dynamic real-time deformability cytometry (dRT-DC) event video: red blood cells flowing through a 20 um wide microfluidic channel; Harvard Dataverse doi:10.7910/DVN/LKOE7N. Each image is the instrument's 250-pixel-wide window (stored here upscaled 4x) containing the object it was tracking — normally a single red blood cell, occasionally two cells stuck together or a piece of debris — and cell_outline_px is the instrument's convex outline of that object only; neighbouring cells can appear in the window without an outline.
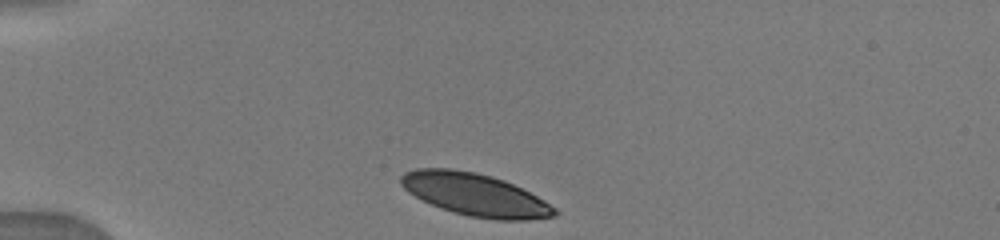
{"species": "human", "species_latin": "Homo sapiens", "temperature_condition": "warm", "stored_images_in_passage": 31, "camera_frame_rate_fps": 3000, "um_per_image_px": 0.085, "donor": {"sex": "male"}, "frame": {"image": 1, "passage_image": 1, "time_ms": 0.0, "image_size_px": [1000, 240], "cell_outline_px": [[560, 212], [556, 216], [528, 220], [496, 220], [468, 216], [440, 208], [408, 192], [400, 184], [400, 176], [404, 172], [416, 168], [452, 168], [476, 172], [492, 176], [504, 180], [544, 200], [556, 208]], "centroid_in_image_um": [40.39, 16.54], "position_along_channel_um": 44.6, "area_um2": 38.09}}
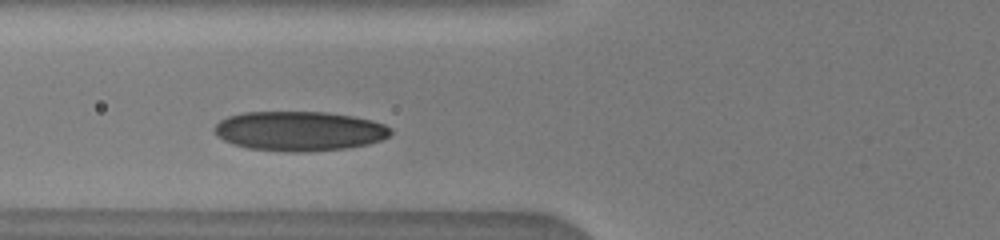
{"frame": {"image": 2, "passage_image": 6, "time_ms": 2.333, "image_size_px": [1000, 240], "cell_outline_px": [[392, 132], [388, 136], [380, 140], [368, 144], [344, 148], [308, 152], [288, 152], [248, 148], [232, 144], [216, 136], [212, 128], [220, 120], [228, 116], [244, 112], [328, 112], [352, 116], [372, 120], [384, 124], [392, 128]], "centroid_in_image_um": [25.42, 11.14], "position_along_channel_um": 100.4, "area_um2": 40.86}}
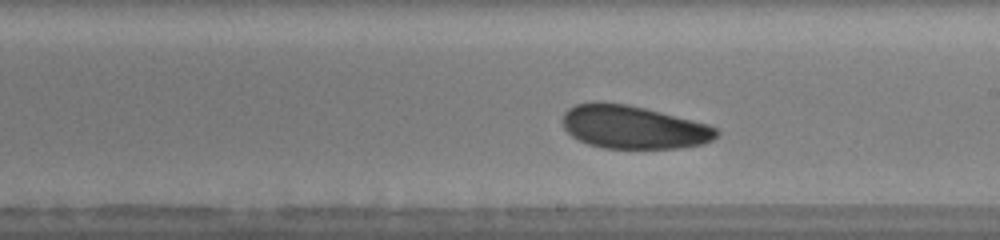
{"frame": {"image": 3, "passage_image": 17, "time_ms": 5.667, "image_size_px": [1000, 240], "cell_outline_px": [[720, 132], [712, 140], [704, 144], [680, 148], [604, 148], [588, 144], [572, 136], [564, 128], [564, 112], [568, 108], [576, 104], [592, 100], [596, 100], [628, 104], [708, 124], [716, 128]], "centroid_in_image_um": [53.82, 10.79], "position_along_channel_um": 235.2, "area_um2": 38.84}}